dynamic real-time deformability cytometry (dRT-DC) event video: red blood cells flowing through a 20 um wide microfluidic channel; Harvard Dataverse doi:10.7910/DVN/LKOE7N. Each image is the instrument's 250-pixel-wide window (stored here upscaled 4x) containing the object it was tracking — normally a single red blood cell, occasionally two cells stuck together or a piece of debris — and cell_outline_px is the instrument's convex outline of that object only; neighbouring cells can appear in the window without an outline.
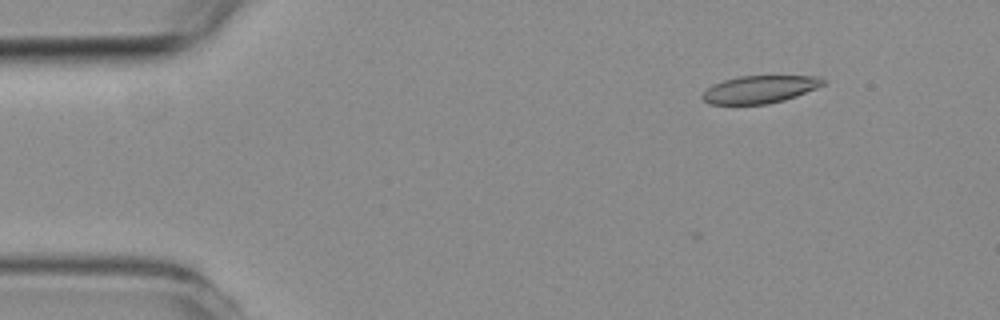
{"species": "common noctule bat (a hibernating species)", "species_latin": "Nyctalus noctula", "temperature_condition": "room temperature", "stored_images_in_passage": 4, "segment_of_instrument_passage": [1, 2], "camera_frame_rate_fps": 3000, "um_per_image_px": 0.085, "animal": {"sex": "female", "body_mass_g": 19.3, "forearm_length_mm": 54.1}, "frame": {"image": 1, "passage_image": 1, "time_ms": 0.0, "image_size_px": [1000, 320], "cell_outline_px": [[828, 84], [796, 96], [784, 100], [768, 104], [708, 104], [700, 96], [712, 84], [724, 80], [740, 76], [820, 76]], "centroid_in_image_um": [64.61, 7.59], "position_along_channel_um": 20.4, "area_um2": 19.48}}